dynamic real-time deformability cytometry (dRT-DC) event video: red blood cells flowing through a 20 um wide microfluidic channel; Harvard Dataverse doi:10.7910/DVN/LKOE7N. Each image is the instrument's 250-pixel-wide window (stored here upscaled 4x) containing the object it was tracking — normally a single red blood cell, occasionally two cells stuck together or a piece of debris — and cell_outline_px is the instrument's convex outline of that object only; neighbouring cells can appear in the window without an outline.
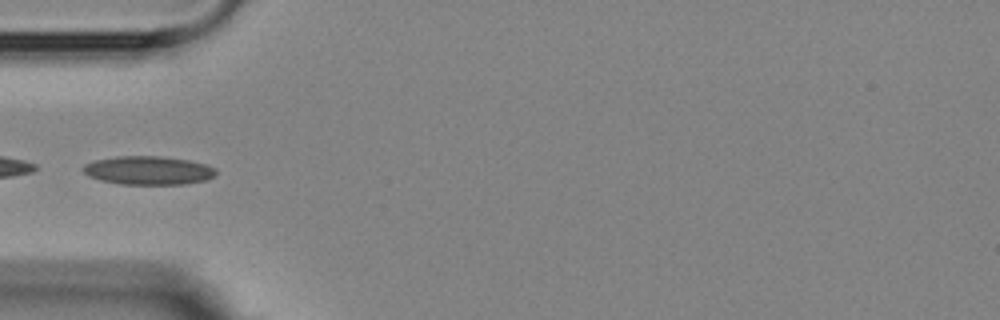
{"species": "Egyptian fruit bat (a non-hibernating species)", "species_latin": "Rousettus aegyptiacus", "temperature_condition": "room temperature", "stored_images_in_passage": 4, "camera_frame_rate_fps": 3000, "um_per_image_px": 0.085, "animal": {"sex": "female"}, "frame": {"image": 1, "passage_image": 4, "time_ms": 4.333, "image_size_px": [1000, 320], "cell_outline_px": [[216, 176], [204, 180], [184, 184], [120, 184], [100, 180], [88, 176], [80, 168], [84, 164], [96, 160], [116, 156], [160, 156], [188, 160], [204, 164], [216, 168]], "centroid_in_image_um": [12.58, 14.48], "position_along_channel_um": 72.4, "area_um2": 22.14}}